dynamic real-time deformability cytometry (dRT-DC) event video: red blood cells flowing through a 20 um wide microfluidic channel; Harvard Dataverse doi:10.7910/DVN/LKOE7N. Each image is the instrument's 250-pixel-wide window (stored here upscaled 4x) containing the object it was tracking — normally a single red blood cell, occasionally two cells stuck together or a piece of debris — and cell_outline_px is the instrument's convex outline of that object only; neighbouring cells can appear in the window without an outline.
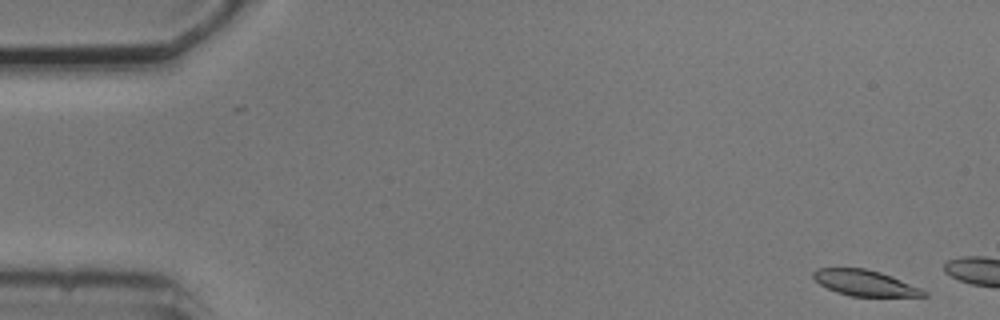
{"species": "common noctule bat (a hibernating species)", "species_latin": "Nyctalus noctula", "temperature_condition": "cold", "stored_images_in_passage": 3, "camera_frame_rate_fps": 3000, "um_per_image_px": 0.085, "animal": {"sex": "male", "body_mass_g": 20.5, "forearm_length_mm": 52.5}, "frame": {"image": 1, "passage_image": 1, "time_ms": 0.0, "image_size_px": [1000, 320], "cell_outline_px": [[928, 296], [852, 296], [836, 292], [820, 284], [812, 276], [812, 272], [816, 268], [864, 268], [880, 272], [892, 276], [920, 288], [928, 292]], "centroid_in_image_um": [73.51, 24.04], "position_along_channel_um": 11.5, "area_um2": 16.47}}